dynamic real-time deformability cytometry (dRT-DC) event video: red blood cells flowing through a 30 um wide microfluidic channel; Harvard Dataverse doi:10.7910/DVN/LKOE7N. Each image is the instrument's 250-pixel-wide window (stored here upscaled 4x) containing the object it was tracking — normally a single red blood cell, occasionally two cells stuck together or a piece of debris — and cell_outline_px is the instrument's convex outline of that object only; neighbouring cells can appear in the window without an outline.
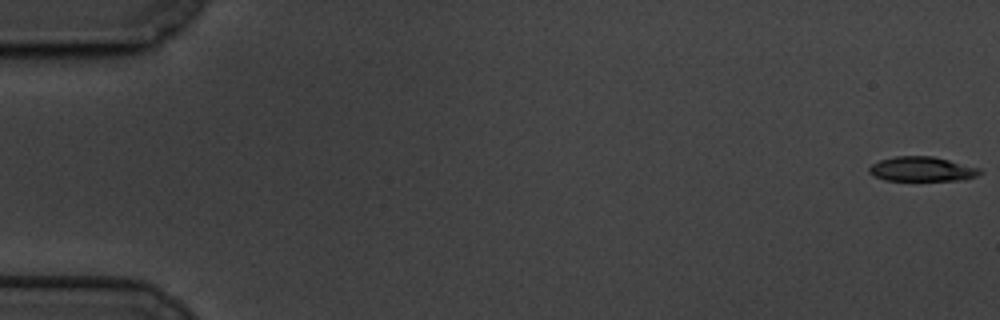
{"species": "common noctule bat (a hibernating species)", "species_latin": "Nyctalus noctula", "temperature_condition": "cold", "stored_images_in_passage": 60, "camera_frame_rate_fps": 3000, "um_per_image_px": 0.085, "animal": {"sex": "male", "body_mass_g": 19.5, "forearm_length_mm": 54.6}, "frame": {"image": 1, "passage_image": 1, "time_ms": 0.0, "image_size_px": [1000, 320], "cell_outline_px": [[984, 172], [976, 176], [964, 180], [884, 180], [868, 172], [868, 168], [872, 164], [880, 160], [896, 156], [932, 156], [980, 168]], "centroid_in_image_um": [78.38, 14.37], "position_along_channel_um": 6.6, "area_um2": 15.78}}
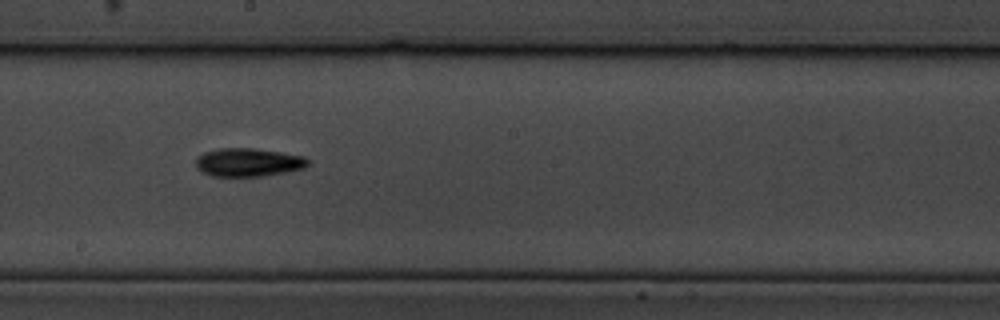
{"frame": {"image": 2, "passage_image": 34, "time_ms": 11.0, "image_size_px": [1000, 320], "cell_outline_px": [[308, 164], [304, 168], [284, 172], [260, 176], [212, 176], [196, 168], [196, 156], [204, 152], [220, 148], [252, 148], [280, 152], [304, 156], [308, 160]], "centroid_in_image_um": [21.07, 13.79], "position_along_channel_um": 227.1, "area_um2": 18.38}}
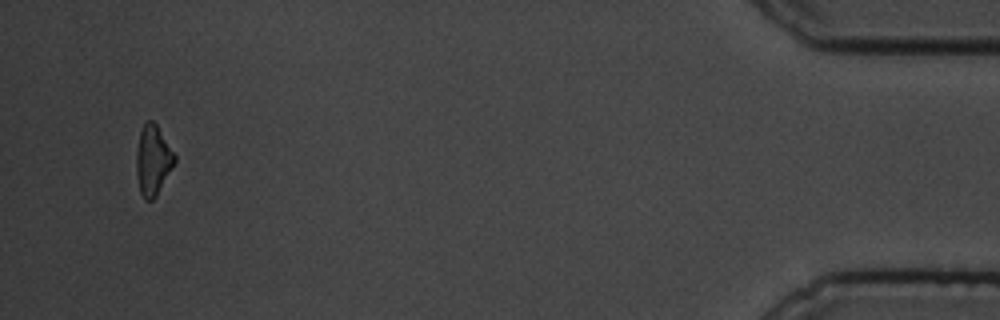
{"frame": {"image": 3, "passage_image": 58, "time_ms": 19.0, "image_size_px": [1000, 320], "cell_outline_px": [[176, 160], [156, 196], [152, 200], [144, 200], [140, 192], [136, 172], [136, 152], [140, 132], [144, 124], [148, 120], [152, 120], [156, 124], [176, 156]], "centroid_in_image_um": [12.98, 13.63], "position_along_channel_um": 422.2, "area_um2": 15.37}, "authors_computed_cell_mechanics": {"area_um2": 16.762, "velocity_mm_per_s": 3.3764, "shape_relaxation_time_tau1_ms": 2.7967, "shape_relaxation_time_tau2_ms": null, "deformation_change_tau1": 0.1507, "deformation_change_tau2": null}}